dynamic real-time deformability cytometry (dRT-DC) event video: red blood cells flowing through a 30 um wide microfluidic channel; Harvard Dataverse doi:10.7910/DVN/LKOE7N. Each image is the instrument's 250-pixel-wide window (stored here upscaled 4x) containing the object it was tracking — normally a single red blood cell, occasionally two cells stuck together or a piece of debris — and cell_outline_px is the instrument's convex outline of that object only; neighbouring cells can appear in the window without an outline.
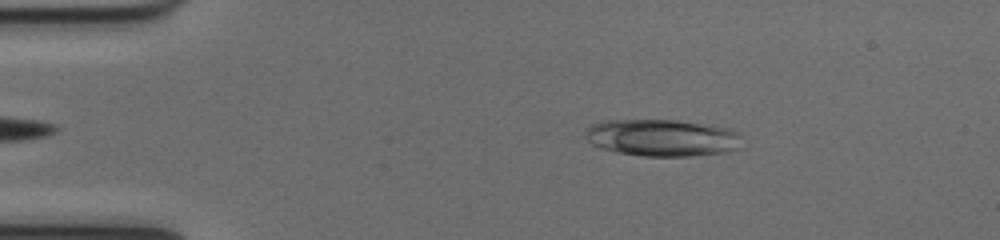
{"species": "common noctule bat (a hibernating species)", "species_latin": "Nyctalus noctula", "temperature_condition": "cold", "stored_images_in_passage": 37, "camera_frame_rate_fps": 3000, "um_per_image_px": 0.085, "animal": {"sex": "female", "body_mass_g": 17.0, "forearm_length_mm": 48.0}, "frame": {"image": 1, "passage_image": 5, "time_ms": 1.333, "image_size_px": [1000, 240], "cell_outline_px": [[736, 148], [724, 152], [692, 156], [644, 156], [620, 152], [604, 148], [592, 144], [588, 140], [588, 128], [592, 124], [608, 120], [676, 120], [720, 128], [736, 132]], "centroid_in_image_um": [56.19, 11.71], "position_along_channel_um": 28.8, "area_um2": 32.37}}
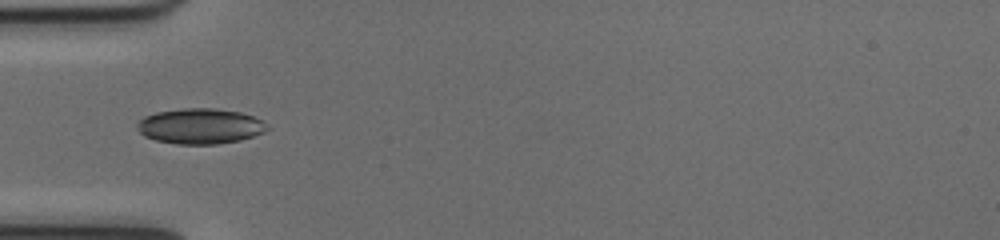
{"frame": {"image": 2, "passage_image": 13, "time_ms": 4.0, "image_size_px": [1000, 240], "cell_outline_px": [[268, 128], [264, 132], [240, 140], [216, 144], [176, 144], [156, 140], [144, 136], [136, 128], [136, 124], [144, 116], [156, 112], [184, 108], [212, 108], [240, 112], [252, 116], [260, 120]], "centroid_in_image_um": [16.96, 10.72], "position_along_channel_um": 68.0, "area_um2": 26.65}}
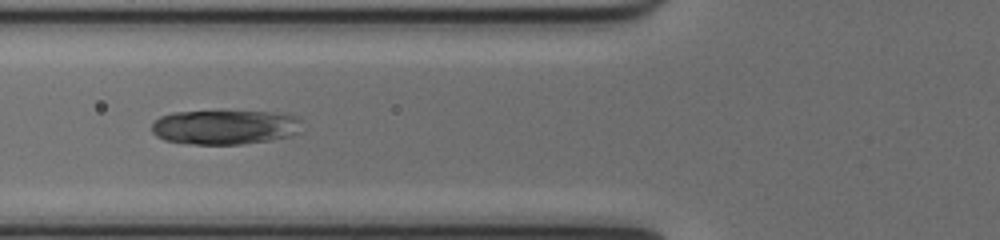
{"frame": {"image": 3, "passage_image": 16, "time_ms": 5.0, "image_size_px": [1000, 240], "cell_outline_px": [[300, 132], [292, 136], [272, 140], [244, 144], [192, 144], [164, 140], [156, 136], [152, 132], [152, 124], [160, 116], [172, 112], [268, 112], [300, 116]], "centroid_in_image_um": [19.14, 10.82], "position_along_channel_um": 106.7, "area_um2": 30.23}}